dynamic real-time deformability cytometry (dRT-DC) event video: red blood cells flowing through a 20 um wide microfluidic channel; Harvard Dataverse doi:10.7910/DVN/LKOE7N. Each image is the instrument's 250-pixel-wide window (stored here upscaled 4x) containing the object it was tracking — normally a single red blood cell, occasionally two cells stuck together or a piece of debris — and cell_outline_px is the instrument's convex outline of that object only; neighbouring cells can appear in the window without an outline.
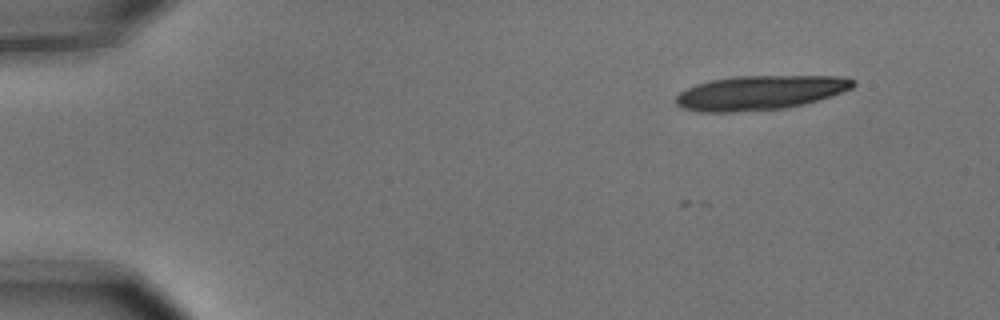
{"species": "common noctule bat (a hibernating species)", "species_latin": "Nyctalus noctula", "temperature_condition": "cold", "stored_images_in_passage": 7, "camera_frame_rate_fps": 3000, "um_per_image_px": 0.085, "animal": {"sex": "male", "body_mass_g": 15.6}, "frame": {"image": 1, "passage_image": 2, "time_ms": 0.333, "image_size_px": [1000, 320], "cell_outline_px": [[856, 84], [852, 88], [832, 96], [804, 104], [784, 108], [732, 112], [700, 112], [684, 108], [676, 104], [676, 96], [680, 92], [696, 84], [712, 80], [736, 76], [840, 76], [856, 80]], "centroid_in_image_um": [64.63, 7.87], "position_along_channel_um": 20.4, "area_um2": 35.37}}
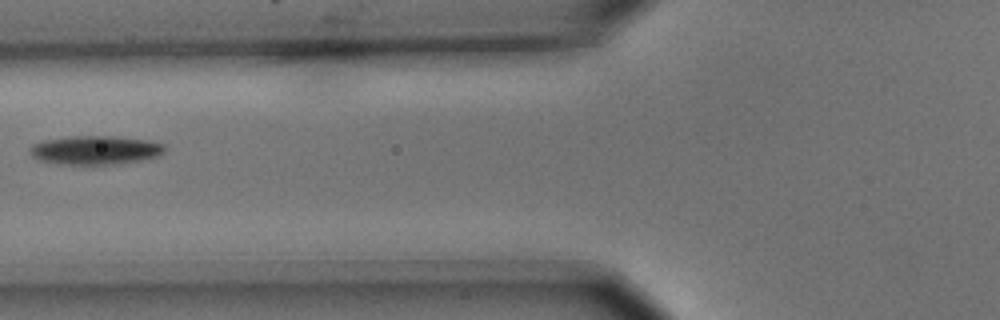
{"frame": {"image": 2, "passage_image": 6, "time_ms": 1.667, "image_size_px": [1000, 320], "cell_outline_px": [[164, 152], [160, 156], [140, 160], [116, 164], [60, 164], [36, 160], [28, 152], [28, 148], [32, 144], [44, 140], [72, 136], [116, 136], [148, 140], [164, 144]], "centroid_in_image_um": [8.06, 12.76], "position_along_channel_um": 117.7, "area_um2": 22.83}}
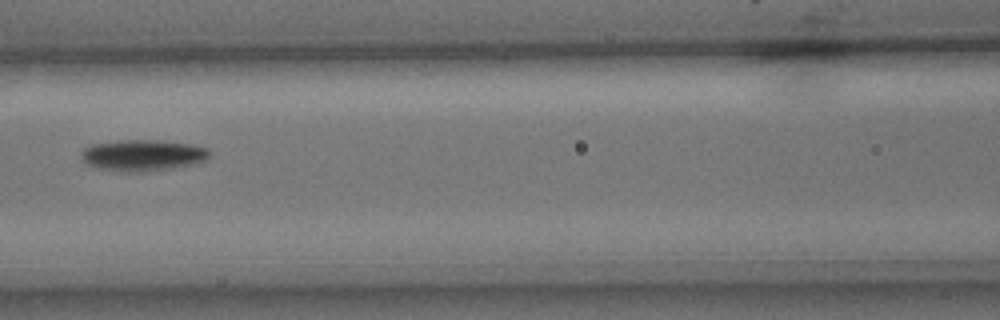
{"frame": {"image": 3, "passage_image": 7, "time_ms": 2.0, "image_size_px": [1000, 320], "cell_outline_px": [[208, 156], [204, 160], [192, 164], [168, 168], [140, 172], [128, 172], [96, 168], [88, 164], [80, 156], [80, 152], [84, 148], [92, 144], [116, 140], [160, 140], [192, 144], [208, 148]], "centroid_in_image_um": [12.08, 13.18], "position_along_channel_um": 154.5, "area_um2": 23.24}}